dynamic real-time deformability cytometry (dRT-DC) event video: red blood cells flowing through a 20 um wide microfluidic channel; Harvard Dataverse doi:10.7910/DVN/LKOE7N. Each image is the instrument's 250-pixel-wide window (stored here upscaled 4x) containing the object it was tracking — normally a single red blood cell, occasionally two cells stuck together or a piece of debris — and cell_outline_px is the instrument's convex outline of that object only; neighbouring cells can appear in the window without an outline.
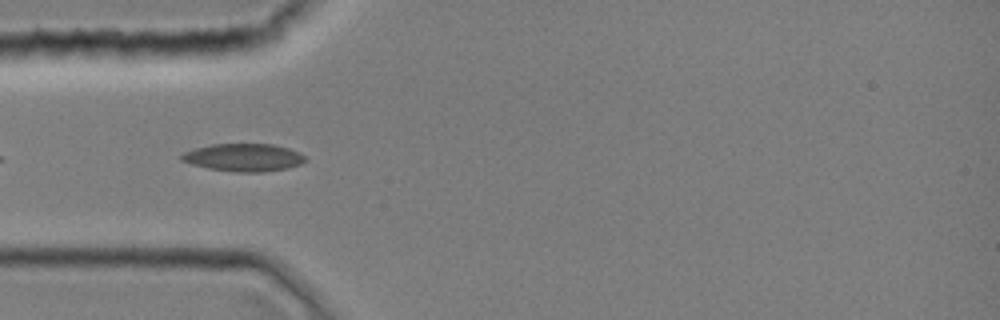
{"species": "common noctule bat (a hibernating species)", "species_latin": "Nyctalus noctula", "temperature_condition": "room temperature", "stored_images_in_passage": 14, "camera_frame_rate_fps": 3000, "um_per_image_px": 0.085, "animal": {"sex": "female", "body_mass_g": 19.0, "forearm_length_mm": 51.5}, "frame": {"image": 1, "passage_image": 1, "time_ms": 0.0, "image_size_px": [1000, 320], "cell_outline_px": [[308, 160], [300, 164], [288, 168], [264, 172], [236, 172], [208, 168], [192, 164], [180, 160], [180, 156], [184, 152], [196, 148], [212, 144], [272, 144], [288, 148], [300, 152]], "centroid_in_image_um": [20.73, 13.39], "position_along_channel_um": 64.3, "area_um2": 20.0}}
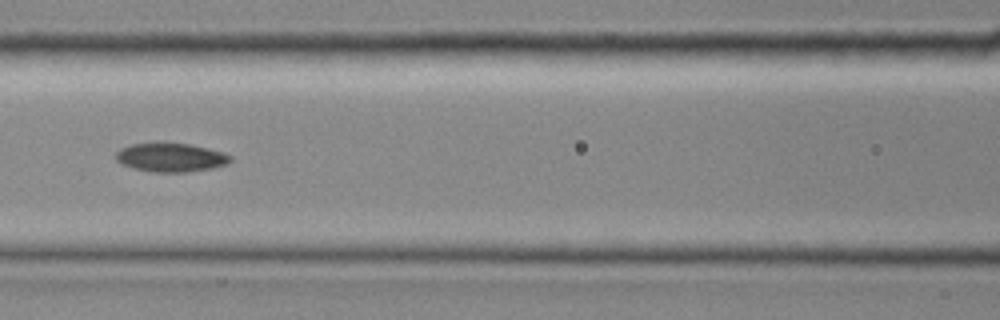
{"frame": {"image": 2, "passage_image": 7, "time_ms": 2.0, "image_size_px": [1000, 320], "cell_outline_px": [[232, 160], [228, 164], [212, 168], [184, 172], [152, 172], [132, 168], [116, 160], [116, 152], [120, 148], [132, 144], [160, 140], [164, 140], [188, 144], [208, 148], [224, 152], [232, 156]], "centroid_in_image_um": [14.51, 13.34], "position_along_channel_um": 152.1, "area_um2": 19.83}}
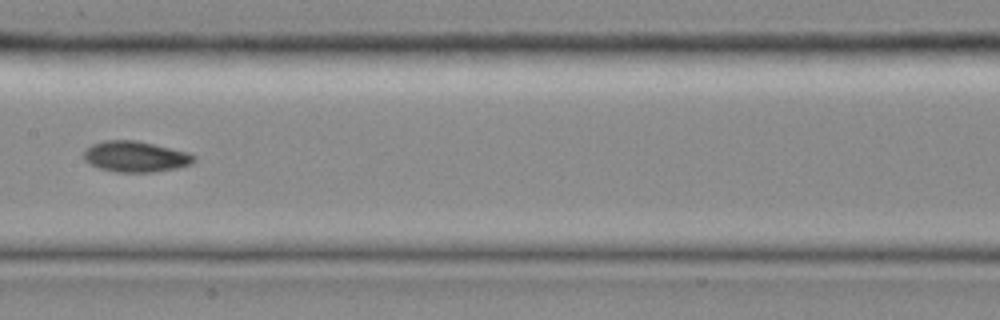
{"frame": {"image": 3, "passage_image": 10, "time_ms": 3.0, "image_size_px": [1000, 320], "cell_outline_px": [[196, 160], [192, 164], [176, 168], [152, 172], [116, 172], [100, 168], [88, 164], [84, 160], [84, 148], [92, 144], [104, 140], [136, 140], [188, 152], [196, 156]], "centroid_in_image_um": [11.5, 13.31], "position_along_channel_um": 195.9, "area_um2": 19.94}}